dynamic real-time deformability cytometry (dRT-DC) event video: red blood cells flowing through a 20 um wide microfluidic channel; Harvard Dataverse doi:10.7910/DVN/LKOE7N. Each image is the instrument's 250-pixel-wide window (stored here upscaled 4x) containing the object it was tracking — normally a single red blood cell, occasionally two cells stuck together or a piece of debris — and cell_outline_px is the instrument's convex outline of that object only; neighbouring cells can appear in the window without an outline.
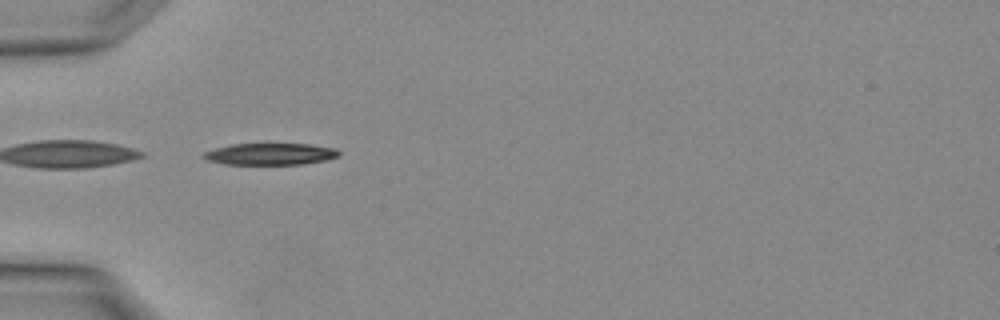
{"species": "Egyptian fruit bat (a non-hibernating species)", "species_latin": "Rousettus aegyptiacus", "temperature_condition": "warm", "stored_images_in_passage": 2, "camera_frame_rate_fps": 3000, "um_per_image_px": 0.085, "animal": {"sex": "female"}, "frame": {"image": 1, "passage_image": 2, "time_ms": 0.333, "image_size_px": [1000, 320], "cell_outline_px": [[340, 156], [328, 160], [304, 164], [224, 164], [208, 160], [200, 156], [204, 152], [216, 148], [232, 144], [308, 144], [336, 148], [340, 152]], "centroid_in_image_um": [23.01, 13.09], "position_along_channel_um": 62.0, "area_um2": 17.17}}